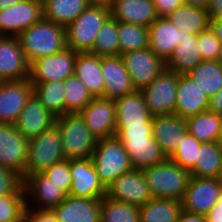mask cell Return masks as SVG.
Instances as JSON below:
<instances>
[{
    "instance_id": "cell-1",
    "label": "cell",
    "mask_w": 222,
    "mask_h": 222,
    "mask_svg": "<svg viewBox=\"0 0 222 222\" xmlns=\"http://www.w3.org/2000/svg\"><path fill=\"white\" fill-rule=\"evenodd\" d=\"M115 136L127 151L133 169L142 170L167 159L153 136L152 125H116Z\"/></svg>"
},
{
    "instance_id": "cell-2",
    "label": "cell",
    "mask_w": 222,
    "mask_h": 222,
    "mask_svg": "<svg viewBox=\"0 0 222 222\" xmlns=\"http://www.w3.org/2000/svg\"><path fill=\"white\" fill-rule=\"evenodd\" d=\"M29 64L66 48L65 27L42 18L18 35Z\"/></svg>"
},
{
    "instance_id": "cell-3",
    "label": "cell",
    "mask_w": 222,
    "mask_h": 222,
    "mask_svg": "<svg viewBox=\"0 0 222 222\" xmlns=\"http://www.w3.org/2000/svg\"><path fill=\"white\" fill-rule=\"evenodd\" d=\"M153 198L182 200L190 171L167 158L164 162L142 169Z\"/></svg>"
},
{
    "instance_id": "cell-4",
    "label": "cell",
    "mask_w": 222,
    "mask_h": 222,
    "mask_svg": "<svg viewBox=\"0 0 222 222\" xmlns=\"http://www.w3.org/2000/svg\"><path fill=\"white\" fill-rule=\"evenodd\" d=\"M55 124L59 128L65 159L91 158L97 140L89 132L80 113L58 116Z\"/></svg>"
},
{
    "instance_id": "cell-5",
    "label": "cell",
    "mask_w": 222,
    "mask_h": 222,
    "mask_svg": "<svg viewBox=\"0 0 222 222\" xmlns=\"http://www.w3.org/2000/svg\"><path fill=\"white\" fill-rule=\"evenodd\" d=\"M91 159L105 187L122 174L133 170L129 155L116 136L97 140Z\"/></svg>"
},
{
    "instance_id": "cell-6",
    "label": "cell",
    "mask_w": 222,
    "mask_h": 222,
    "mask_svg": "<svg viewBox=\"0 0 222 222\" xmlns=\"http://www.w3.org/2000/svg\"><path fill=\"white\" fill-rule=\"evenodd\" d=\"M110 16L109 7L89 5L65 27L66 47L76 52H90L98 31Z\"/></svg>"
},
{
    "instance_id": "cell-7",
    "label": "cell",
    "mask_w": 222,
    "mask_h": 222,
    "mask_svg": "<svg viewBox=\"0 0 222 222\" xmlns=\"http://www.w3.org/2000/svg\"><path fill=\"white\" fill-rule=\"evenodd\" d=\"M61 141L56 124L29 140L24 180L65 159Z\"/></svg>"
},
{
    "instance_id": "cell-8",
    "label": "cell",
    "mask_w": 222,
    "mask_h": 222,
    "mask_svg": "<svg viewBox=\"0 0 222 222\" xmlns=\"http://www.w3.org/2000/svg\"><path fill=\"white\" fill-rule=\"evenodd\" d=\"M179 74L166 68L148 86L140 90L152 116L175 113Z\"/></svg>"
},
{
    "instance_id": "cell-9",
    "label": "cell",
    "mask_w": 222,
    "mask_h": 222,
    "mask_svg": "<svg viewBox=\"0 0 222 222\" xmlns=\"http://www.w3.org/2000/svg\"><path fill=\"white\" fill-rule=\"evenodd\" d=\"M222 193V182L218 178L191 176L181 200L182 210L206 215L218 202Z\"/></svg>"
},
{
    "instance_id": "cell-10",
    "label": "cell",
    "mask_w": 222,
    "mask_h": 222,
    "mask_svg": "<svg viewBox=\"0 0 222 222\" xmlns=\"http://www.w3.org/2000/svg\"><path fill=\"white\" fill-rule=\"evenodd\" d=\"M120 56L137 91L148 86L166 68L165 62L149 47L129 51Z\"/></svg>"
},
{
    "instance_id": "cell-11",
    "label": "cell",
    "mask_w": 222,
    "mask_h": 222,
    "mask_svg": "<svg viewBox=\"0 0 222 222\" xmlns=\"http://www.w3.org/2000/svg\"><path fill=\"white\" fill-rule=\"evenodd\" d=\"M77 53L66 47L57 54L35 60L30 64V82L64 81L74 75Z\"/></svg>"
},
{
    "instance_id": "cell-12",
    "label": "cell",
    "mask_w": 222,
    "mask_h": 222,
    "mask_svg": "<svg viewBox=\"0 0 222 222\" xmlns=\"http://www.w3.org/2000/svg\"><path fill=\"white\" fill-rule=\"evenodd\" d=\"M106 197L137 207L145 205L153 196L142 170L133 169L122 174L106 187Z\"/></svg>"
},
{
    "instance_id": "cell-13",
    "label": "cell",
    "mask_w": 222,
    "mask_h": 222,
    "mask_svg": "<svg viewBox=\"0 0 222 222\" xmlns=\"http://www.w3.org/2000/svg\"><path fill=\"white\" fill-rule=\"evenodd\" d=\"M28 144L14 124L0 122V167L17 172L23 181Z\"/></svg>"
},
{
    "instance_id": "cell-14",
    "label": "cell",
    "mask_w": 222,
    "mask_h": 222,
    "mask_svg": "<svg viewBox=\"0 0 222 222\" xmlns=\"http://www.w3.org/2000/svg\"><path fill=\"white\" fill-rule=\"evenodd\" d=\"M42 18L43 4L34 0H22L0 9V36H18Z\"/></svg>"
},
{
    "instance_id": "cell-15",
    "label": "cell",
    "mask_w": 222,
    "mask_h": 222,
    "mask_svg": "<svg viewBox=\"0 0 222 222\" xmlns=\"http://www.w3.org/2000/svg\"><path fill=\"white\" fill-rule=\"evenodd\" d=\"M79 113L96 140L115 136L116 105L114 100L94 97Z\"/></svg>"
},
{
    "instance_id": "cell-16",
    "label": "cell",
    "mask_w": 222,
    "mask_h": 222,
    "mask_svg": "<svg viewBox=\"0 0 222 222\" xmlns=\"http://www.w3.org/2000/svg\"><path fill=\"white\" fill-rule=\"evenodd\" d=\"M72 185L69 195L101 199L106 196V187L99 180L91 158L70 159Z\"/></svg>"
},
{
    "instance_id": "cell-17",
    "label": "cell",
    "mask_w": 222,
    "mask_h": 222,
    "mask_svg": "<svg viewBox=\"0 0 222 222\" xmlns=\"http://www.w3.org/2000/svg\"><path fill=\"white\" fill-rule=\"evenodd\" d=\"M30 76V64L18 36H0V80L20 81Z\"/></svg>"
},
{
    "instance_id": "cell-18",
    "label": "cell",
    "mask_w": 222,
    "mask_h": 222,
    "mask_svg": "<svg viewBox=\"0 0 222 222\" xmlns=\"http://www.w3.org/2000/svg\"><path fill=\"white\" fill-rule=\"evenodd\" d=\"M33 95L29 78L0 82V122L15 124L25 104Z\"/></svg>"
},
{
    "instance_id": "cell-19",
    "label": "cell",
    "mask_w": 222,
    "mask_h": 222,
    "mask_svg": "<svg viewBox=\"0 0 222 222\" xmlns=\"http://www.w3.org/2000/svg\"><path fill=\"white\" fill-rule=\"evenodd\" d=\"M23 186L26 194V207L52 209L63 202L67 196L60 186L51 182L42 172L28 176L24 180Z\"/></svg>"
},
{
    "instance_id": "cell-20",
    "label": "cell",
    "mask_w": 222,
    "mask_h": 222,
    "mask_svg": "<svg viewBox=\"0 0 222 222\" xmlns=\"http://www.w3.org/2000/svg\"><path fill=\"white\" fill-rule=\"evenodd\" d=\"M101 69L105 84L104 98L115 100L136 91L120 55L102 56Z\"/></svg>"
},
{
    "instance_id": "cell-21",
    "label": "cell",
    "mask_w": 222,
    "mask_h": 222,
    "mask_svg": "<svg viewBox=\"0 0 222 222\" xmlns=\"http://www.w3.org/2000/svg\"><path fill=\"white\" fill-rule=\"evenodd\" d=\"M175 115L183 119L209 111L210 97L188 75H179Z\"/></svg>"
},
{
    "instance_id": "cell-22",
    "label": "cell",
    "mask_w": 222,
    "mask_h": 222,
    "mask_svg": "<svg viewBox=\"0 0 222 222\" xmlns=\"http://www.w3.org/2000/svg\"><path fill=\"white\" fill-rule=\"evenodd\" d=\"M152 131L162 152L169 158L188 134V127L185 119L171 114L153 116Z\"/></svg>"
},
{
    "instance_id": "cell-23",
    "label": "cell",
    "mask_w": 222,
    "mask_h": 222,
    "mask_svg": "<svg viewBox=\"0 0 222 222\" xmlns=\"http://www.w3.org/2000/svg\"><path fill=\"white\" fill-rule=\"evenodd\" d=\"M55 121L56 117L33 94L14 125L24 138L30 140L52 127Z\"/></svg>"
},
{
    "instance_id": "cell-24",
    "label": "cell",
    "mask_w": 222,
    "mask_h": 222,
    "mask_svg": "<svg viewBox=\"0 0 222 222\" xmlns=\"http://www.w3.org/2000/svg\"><path fill=\"white\" fill-rule=\"evenodd\" d=\"M101 199L66 196L53 211L59 222H101Z\"/></svg>"
},
{
    "instance_id": "cell-25",
    "label": "cell",
    "mask_w": 222,
    "mask_h": 222,
    "mask_svg": "<svg viewBox=\"0 0 222 222\" xmlns=\"http://www.w3.org/2000/svg\"><path fill=\"white\" fill-rule=\"evenodd\" d=\"M110 14L117 21L144 27L158 18L153 0H113Z\"/></svg>"
},
{
    "instance_id": "cell-26",
    "label": "cell",
    "mask_w": 222,
    "mask_h": 222,
    "mask_svg": "<svg viewBox=\"0 0 222 222\" xmlns=\"http://www.w3.org/2000/svg\"><path fill=\"white\" fill-rule=\"evenodd\" d=\"M149 48L164 62L182 39V30L166 17H158L149 27Z\"/></svg>"
},
{
    "instance_id": "cell-27",
    "label": "cell",
    "mask_w": 222,
    "mask_h": 222,
    "mask_svg": "<svg viewBox=\"0 0 222 222\" xmlns=\"http://www.w3.org/2000/svg\"><path fill=\"white\" fill-rule=\"evenodd\" d=\"M203 61L198 48L197 35L183 30L181 42L165 62V67L179 75H187Z\"/></svg>"
},
{
    "instance_id": "cell-28",
    "label": "cell",
    "mask_w": 222,
    "mask_h": 222,
    "mask_svg": "<svg viewBox=\"0 0 222 222\" xmlns=\"http://www.w3.org/2000/svg\"><path fill=\"white\" fill-rule=\"evenodd\" d=\"M116 125H152L153 116L140 91L115 99Z\"/></svg>"
},
{
    "instance_id": "cell-29",
    "label": "cell",
    "mask_w": 222,
    "mask_h": 222,
    "mask_svg": "<svg viewBox=\"0 0 222 222\" xmlns=\"http://www.w3.org/2000/svg\"><path fill=\"white\" fill-rule=\"evenodd\" d=\"M74 75L82 81L93 97L104 96L105 84L100 56L90 52H78Z\"/></svg>"
},
{
    "instance_id": "cell-30",
    "label": "cell",
    "mask_w": 222,
    "mask_h": 222,
    "mask_svg": "<svg viewBox=\"0 0 222 222\" xmlns=\"http://www.w3.org/2000/svg\"><path fill=\"white\" fill-rule=\"evenodd\" d=\"M166 18L180 30L198 35L210 27L211 19L207 10L196 8L183 3L177 7Z\"/></svg>"
},
{
    "instance_id": "cell-31",
    "label": "cell",
    "mask_w": 222,
    "mask_h": 222,
    "mask_svg": "<svg viewBox=\"0 0 222 222\" xmlns=\"http://www.w3.org/2000/svg\"><path fill=\"white\" fill-rule=\"evenodd\" d=\"M222 164V141L201 143L195 167L190 171L197 178H218Z\"/></svg>"
},
{
    "instance_id": "cell-32",
    "label": "cell",
    "mask_w": 222,
    "mask_h": 222,
    "mask_svg": "<svg viewBox=\"0 0 222 222\" xmlns=\"http://www.w3.org/2000/svg\"><path fill=\"white\" fill-rule=\"evenodd\" d=\"M88 6L87 0H46L43 3V18L66 27Z\"/></svg>"
},
{
    "instance_id": "cell-33",
    "label": "cell",
    "mask_w": 222,
    "mask_h": 222,
    "mask_svg": "<svg viewBox=\"0 0 222 222\" xmlns=\"http://www.w3.org/2000/svg\"><path fill=\"white\" fill-rule=\"evenodd\" d=\"M188 133L200 143L221 141V127L218 114L211 111L199 113L186 119Z\"/></svg>"
},
{
    "instance_id": "cell-34",
    "label": "cell",
    "mask_w": 222,
    "mask_h": 222,
    "mask_svg": "<svg viewBox=\"0 0 222 222\" xmlns=\"http://www.w3.org/2000/svg\"><path fill=\"white\" fill-rule=\"evenodd\" d=\"M181 211L180 200L153 198L139 207L140 222H176Z\"/></svg>"
},
{
    "instance_id": "cell-35",
    "label": "cell",
    "mask_w": 222,
    "mask_h": 222,
    "mask_svg": "<svg viewBox=\"0 0 222 222\" xmlns=\"http://www.w3.org/2000/svg\"><path fill=\"white\" fill-rule=\"evenodd\" d=\"M187 75L209 97L222 88V65L217 60H204Z\"/></svg>"
},
{
    "instance_id": "cell-36",
    "label": "cell",
    "mask_w": 222,
    "mask_h": 222,
    "mask_svg": "<svg viewBox=\"0 0 222 222\" xmlns=\"http://www.w3.org/2000/svg\"><path fill=\"white\" fill-rule=\"evenodd\" d=\"M33 94L41 104L55 117L64 115V83L63 81H47L31 83Z\"/></svg>"
},
{
    "instance_id": "cell-37",
    "label": "cell",
    "mask_w": 222,
    "mask_h": 222,
    "mask_svg": "<svg viewBox=\"0 0 222 222\" xmlns=\"http://www.w3.org/2000/svg\"><path fill=\"white\" fill-rule=\"evenodd\" d=\"M64 115L79 113L94 98L87 87L75 75L69 76L64 81Z\"/></svg>"
},
{
    "instance_id": "cell-38",
    "label": "cell",
    "mask_w": 222,
    "mask_h": 222,
    "mask_svg": "<svg viewBox=\"0 0 222 222\" xmlns=\"http://www.w3.org/2000/svg\"><path fill=\"white\" fill-rule=\"evenodd\" d=\"M90 53L102 56L120 55V43L118 39V21L111 16L104 22L97 33L94 45Z\"/></svg>"
},
{
    "instance_id": "cell-39",
    "label": "cell",
    "mask_w": 222,
    "mask_h": 222,
    "mask_svg": "<svg viewBox=\"0 0 222 222\" xmlns=\"http://www.w3.org/2000/svg\"><path fill=\"white\" fill-rule=\"evenodd\" d=\"M101 222H140L139 207L104 196L100 203Z\"/></svg>"
},
{
    "instance_id": "cell-40",
    "label": "cell",
    "mask_w": 222,
    "mask_h": 222,
    "mask_svg": "<svg viewBox=\"0 0 222 222\" xmlns=\"http://www.w3.org/2000/svg\"><path fill=\"white\" fill-rule=\"evenodd\" d=\"M120 55L149 47L148 27L118 21Z\"/></svg>"
},
{
    "instance_id": "cell-41",
    "label": "cell",
    "mask_w": 222,
    "mask_h": 222,
    "mask_svg": "<svg viewBox=\"0 0 222 222\" xmlns=\"http://www.w3.org/2000/svg\"><path fill=\"white\" fill-rule=\"evenodd\" d=\"M25 193H10L0 196V222H24Z\"/></svg>"
},
{
    "instance_id": "cell-42",
    "label": "cell",
    "mask_w": 222,
    "mask_h": 222,
    "mask_svg": "<svg viewBox=\"0 0 222 222\" xmlns=\"http://www.w3.org/2000/svg\"><path fill=\"white\" fill-rule=\"evenodd\" d=\"M200 145L201 143L188 133L182 138V142L169 159L180 165L182 168L191 171L195 167Z\"/></svg>"
},
{
    "instance_id": "cell-43",
    "label": "cell",
    "mask_w": 222,
    "mask_h": 222,
    "mask_svg": "<svg viewBox=\"0 0 222 222\" xmlns=\"http://www.w3.org/2000/svg\"><path fill=\"white\" fill-rule=\"evenodd\" d=\"M46 177L51 180L55 185L69 195L72 185L70 173V159H64L55 163L42 172Z\"/></svg>"
},
{
    "instance_id": "cell-44",
    "label": "cell",
    "mask_w": 222,
    "mask_h": 222,
    "mask_svg": "<svg viewBox=\"0 0 222 222\" xmlns=\"http://www.w3.org/2000/svg\"><path fill=\"white\" fill-rule=\"evenodd\" d=\"M198 48L203 60H217L221 42L214 34L211 27L197 35Z\"/></svg>"
},
{
    "instance_id": "cell-45",
    "label": "cell",
    "mask_w": 222,
    "mask_h": 222,
    "mask_svg": "<svg viewBox=\"0 0 222 222\" xmlns=\"http://www.w3.org/2000/svg\"><path fill=\"white\" fill-rule=\"evenodd\" d=\"M23 178L15 171L0 167V196L10 193H25Z\"/></svg>"
},
{
    "instance_id": "cell-46",
    "label": "cell",
    "mask_w": 222,
    "mask_h": 222,
    "mask_svg": "<svg viewBox=\"0 0 222 222\" xmlns=\"http://www.w3.org/2000/svg\"><path fill=\"white\" fill-rule=\"evenodd\" d=\"M25 222H59L53 209L25 208Z\"/></svg>"
},
{
    "instance_id": "cell-47",
    "label": "cell",
    "mask_w": 222,
    "mask_h": 222,
    "mask_svg": "<svg viewBox=\"0 0 222 222\" xmlns=\"http://www.w3.org/2000/svg\"><path fill=\"white\" fill-rule=\"evenodd\" d=\"M158 17H166L169 13L180 7L183 0H153Z\"/></svg>"
},
{
    "instance_id": "cell-48",
    "label": "cell",
    "mask_w": 222,
    "mask_h": 222,
    "mask_svg": "<svg viewBox=\"0 0 222 222\" xmlns=\"http://www.w3.org/2000/svg\"><path fill=\"white\" fill-rule=\"evenodd\" d=\"M206 222H222V193L218 202L205 215Z\"/></svg>"
},
{
    "instance_id": "cell-49",
    "label": "cell",
    "mask_w": 222,
    "mask_h": 222,
    "mask_svg": "<svg viewBox=\"0 0 222 222\" xmlns=\"http://www.w3.org/2000/svg\"><path fill=\"white\" fill-rule=\"evenodd\" d=\"M176 222H206V216L182 210Z\"/></svg>"
},
{
    "instance_id": "cell-50",
    "label": "cell",
    "mask_w": 222,
    "mask_h": 222,
    "mask_svg": "<svg viewBox=\"0 0 222 222\" xmlns=\"http://www.w3.org/2000/svg\"><path fill=\"white\" fill-rule=\"evenodd\" d=\"M209 111L219 114L222 112V88L209 100Z\"/></svg>"
},
{
    "instance_id": "cell-51",
    "label": "cell",
    "mask_w": 222,
    "mask_h": 222,
    "mask_svg": "<svg viewBox=\"0 0 222 222\" xmlns=\"http://www.w3.org/2000/svg\"><path fill=\"white\" fill-rule=\"evenodd\" d=\"M207 11L210 19L222 17V0H210Z\"/></svg>"
},
{
    "instance_id": "cell-52",
    "label": "cell",
    "mask_w": 222,
    "mask_h": 222,
    "mask_svg": "<svg viewBox=\"0 0 222 222\" xmlns=\"http://www.w3.org/2000/svg\"><path fill=\"white\" fill-rule=\"evenodd\" d=\"M210 27L222 43V17L211 19Z\"/></svg>"
},
{
    "instance_id": "cell-53",
    "label": "cell",
    "mask_w": 222,
    "mask_h": 222,
    "mask_svg": "<svg viewBox=\"0 0 222 222\" xmlns=\"http://www.w3.org/2000/svg\"><path fill=\"white\" fill-rule=\"evenodd\" d=\"M184 3L189 4L196 8H202L204 10H207L209 7V1L210 0H183Z\"/></svg>"
},
{
    "instance_id": "cell-54",
    "label": "cell",
    "mask_w": 222,
    "mask_h": 222,
    "mask_svg": "<svg viewBox=\"0 0 222 222\" xmlns=\"http://www.w3.org/2000/svg\"><path fill=\"white\" fill-rule=\"evenodd\" d=\"M89 5L111 7L113 0H87Z\"/></svg>"
},
{
    "instance_id": "cell-55",
    "label": "cell",
    "mask_w": 222,
    "mask_h": 222,
    "mask_svg": "<svg viewBox=\"0 0 222 222\" xmlns=\"http://www.w3.org/2000/svg\"><path fill=\"white\" fill-rule=\"evenodd\" d=\"M22 0H0V9L8 8Z\"/></svg>"
},
{
    "instance_id": "cell-56",
    "label": "cell",
    "mask_w": 222,
    "mask_h": 222,
    "mask_svg": "<svg viewBox=\"0 0 222 222\" xmlns=\"http://www.w3.org/2000/svg\"><path fill=\"white\" fill-rule=\"evenodd\" d=\"M217 61L222 65V44H221V47H220V51H219Z\"/></svg>"
},
{
    "instance_id": "cell-57",
    "label": "cell",
    "mask_w": 222,
    "mask_h": 222,
    "mask_svg": "<svg viewBox=\"0 0 222 222\" xmlns=\"http://www.w3.org/2000/svg\"><path fill=\"white\" fill-rule=\"evenodd\" d=\"M218 116H219V119H220V127H221V141H222V112H220V113L218 114Z\"/></svg>"
},
{
    "instance_id": "cell-58",
    "label": "cell",
    "mask_w": 222,
    "mask_h": 222,
    "mask_svg": "<svg viewBox=\"0 0 222 222\" xmlns=\"http://www.w3.org/2000/svg\"><path fill=\"white\" fill-rule=\"evenodd\" d=\"M218 179L222 182V164H221V170H220Z\"/></svg>"
},
{
    "instance_id": "cell-59",
    "label": "cell",
    "mask_w": 222,
    "mask_h": 222,
    "mask_svg": "<svg viewBox=\"0 0 222 222\" xmlns=\"http://www.w3.org/2000/svg\"><path fill=\"white\" fill-rule=\"evenodd\" d=\"M34 1H37V2H40L41 4H43L46 0H34Z\"/></svg>"
}]
</instances>
